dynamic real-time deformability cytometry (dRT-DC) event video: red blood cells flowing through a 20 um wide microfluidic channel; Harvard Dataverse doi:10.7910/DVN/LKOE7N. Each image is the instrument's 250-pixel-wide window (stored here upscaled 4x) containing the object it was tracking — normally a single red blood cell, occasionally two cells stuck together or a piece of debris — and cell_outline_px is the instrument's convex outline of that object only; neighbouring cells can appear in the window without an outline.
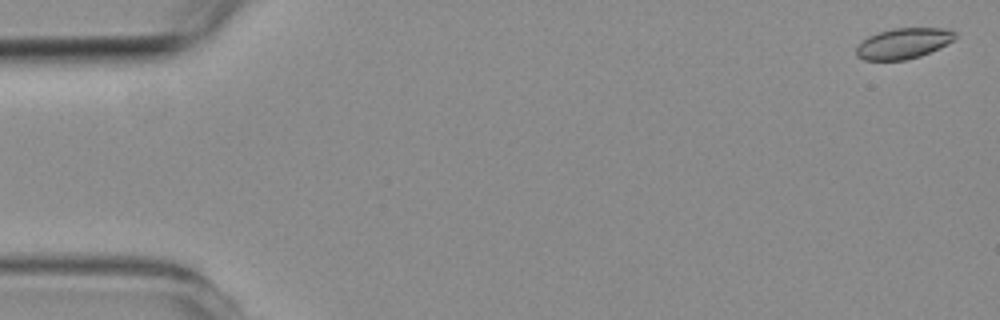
{"species": "common noctule bat (a hibernating species)", "species_latin": "Nyctalus noctula", "temperature_condition": "room temperature", "stored_images_in_passage": 4, "camera_frame_rate_fps": 3000, "um_per_image_px": 0.085, "animal": {"sex": "female", "body_mass_g": 19.3, "forearm_length_mm": 54.1}, "frame": {"image": 1, "passage_image": 1, "time_ms": 0.0, "image_size_px": [1000, 320], "cell_outline_px": [[956, 36], [952, 40], [920, 56], [904, 60], [864, 60], [856, 56], [856, 48], [868, 36], [892, 28], [948, 28], [956, 32]], "centroid_in_image_um": [76.76, 3.68], "position_along_channel_um": 8.2, "area_um2": 17.34}}